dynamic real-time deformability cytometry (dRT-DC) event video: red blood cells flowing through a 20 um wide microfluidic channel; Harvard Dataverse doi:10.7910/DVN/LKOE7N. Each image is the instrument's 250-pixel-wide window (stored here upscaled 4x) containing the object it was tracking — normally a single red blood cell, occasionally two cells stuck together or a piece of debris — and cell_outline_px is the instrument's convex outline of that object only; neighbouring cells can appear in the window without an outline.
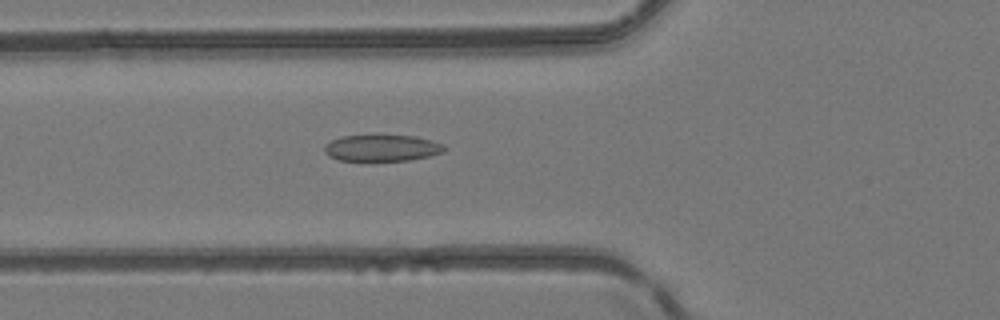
{"species": "common noctule bat (a hibernating species)", "species_latin": "Nyctalus noctula", "temperature_condition": "room temperature", "stored_images_in_passage": 50, "camera_frame_rate_fps": 3000, "um_per_image_px": 0.085, "animal": {"sex": "female", "body_mass_g": 24.6, "forearm_length_mm": 56.2}, "frame": {"image": 1, "passage_image": 19, "time_ms": 6.0, "image_size_px": [1000, 320], "cell_outline_px": [[448, 148], [444, 152], [428, 156], [408, 160], [368, 164], [340, 160], [328, 156], [324, 152], [324, 144], [340, 136], [376, 132], [380, 132], [412, 136], [444, 144]], "centroid_in_image_um": [32.38, 12.57], "position_along_channel_um": 93.4, "area_um2": 20.29}}
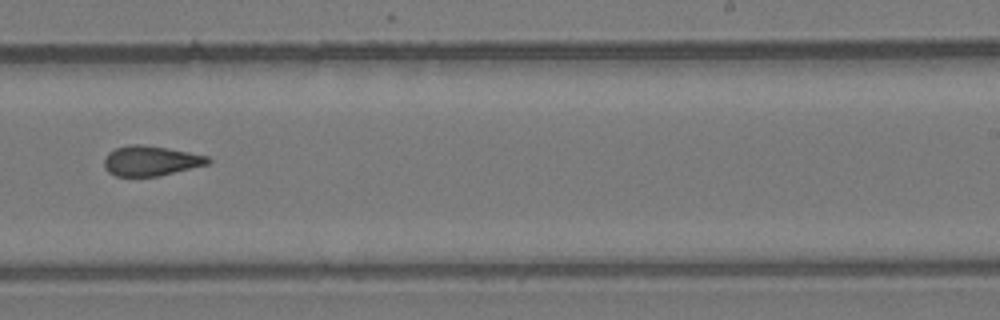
{"frame": {"image": 2, "passage_image": 32, "time_ms": 10.333, "image_size_px": [1000, 320], "cell_outline_px": [[212, 160], [208, 164], [160, 176], [116, 176], [108, 172], [104, 168], [104, 160], [108, 152], [116, 148], [128, 144], [144, 144], [168, 148], [208, 156]], "centroid_in_image_um": [12.8, 13.66], "position_along_channel_um": 276.2, "area_um2": 18.26}}
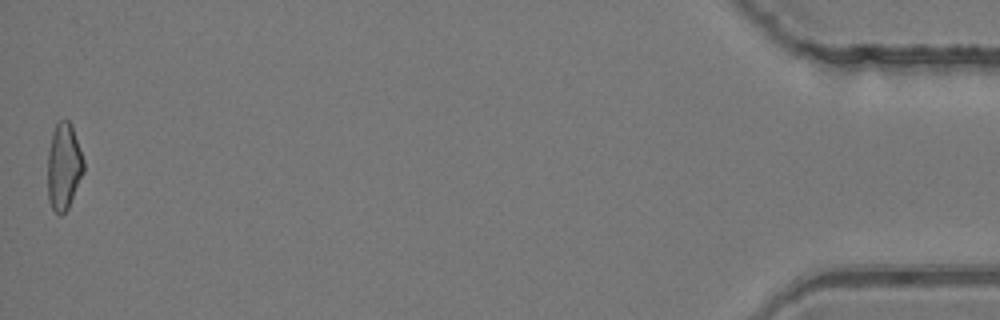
{"frame": {"image": 3, "passage_image": 50, "time_ms": 16.333, "image_size_px": [1000, 320], "cell_outline_px": [[84, 172], [68, 208], [60, 216], [52, 208], [48, 200], [48, 152], [52, 132], [56, 124], [60, 120], [68, 120], [72, 124], [84, 160]], "centroid_in_image_um": [5.42, 14.14], "position_along_channel_um": 429.8, "area_um2": 18.26}, "authors_computed_cell_mechanics": {"area_um2": 18.6694, "velocity_mm_per_s": 4.2071, "shape_relaxation_time_tau1_ms": null, "shape_relaxation_time_tau2_ms": 2.4271, "deformation_change_tau1": null, "deformation_change_tau2": 0.0912}}